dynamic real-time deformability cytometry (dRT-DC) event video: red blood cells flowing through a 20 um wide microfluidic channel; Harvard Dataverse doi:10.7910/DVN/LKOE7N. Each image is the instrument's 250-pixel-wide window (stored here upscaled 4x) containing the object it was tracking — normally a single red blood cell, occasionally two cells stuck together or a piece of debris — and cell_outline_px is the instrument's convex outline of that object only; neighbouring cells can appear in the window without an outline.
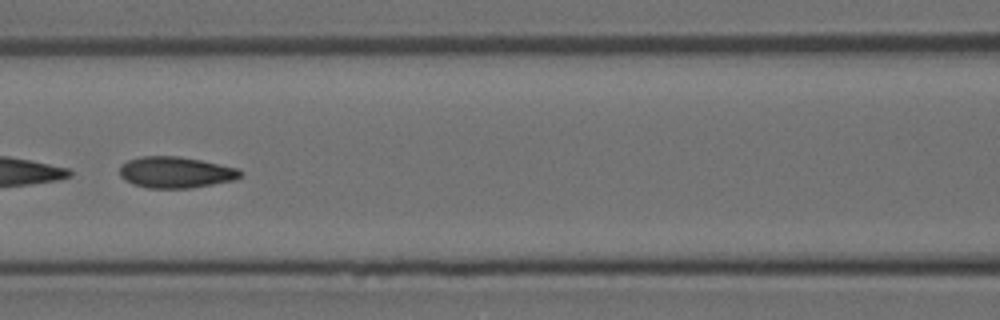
{"species": "Egyptian fruit bat (a non-hibernating species)", "species_latin": "Rousettus aegyptiacus", "temperature_condition": "room temperature", "stored_images_in_passage": 47, "camera_frame_rate_fps": 3000, "um_per_image_px": 0.085, "animal": {"sex": "female"}, "frame": {"image": 1, "passage_image": 21, "time_ms": 6.667, "image_size_px": [1000, 320], "cell_outline_px": [[244, 172], [236, 180], [188, 188], [148, 188], [132, 184], [124, 180], [120, 176], [120, 164], [128, 160], [140, 156], [180, 156], [240, 168]], "centroid_in_image_um": [14.93, 14.64], "position_along_channel_um": 151.7, "area_um2": 22.2}}
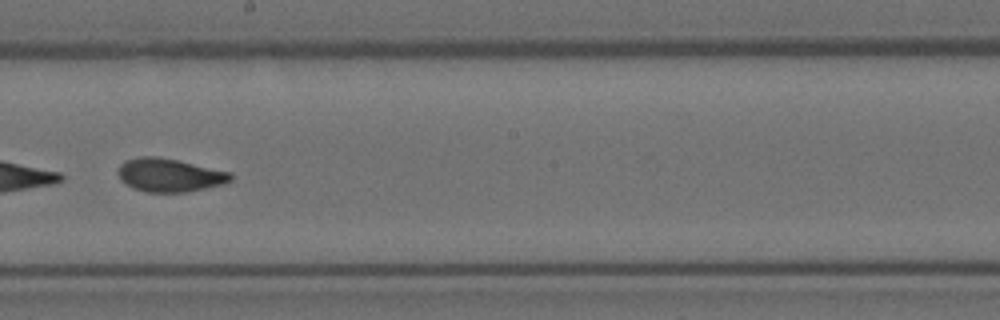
{"frame": {"image": 2, "passage_image": 27, "time_ms": 8.667, "image_size_px": [1000, 320], "cell_outline_px": [[232, 180], [224, 184], [188, 192], [144, 192], [132, 188], [120, 180], [116, 172], [120, 164], [124, 160], [140, 156], [156, 156], [176, 160], [232, 172]], "centroid_in_image_um": [14.37, 14.89], "position_along_channel_um": 233.8, "area_um2": 22.14}}
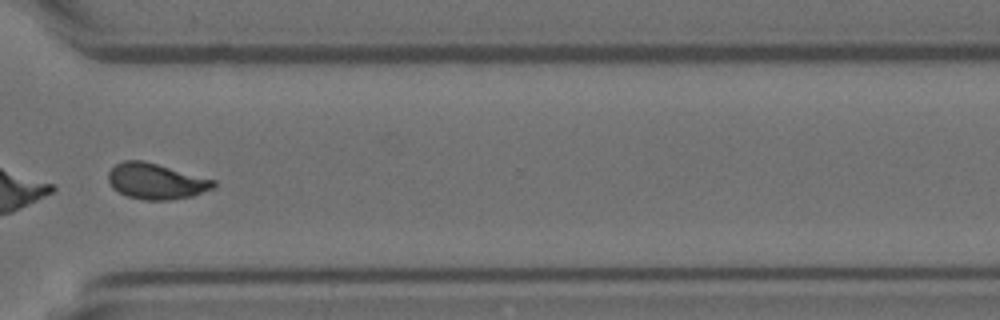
{"frame": {"image": 3, "passage_image": 36, "time_ms": 11.667, "image_size_px": [1000, 320], "cell_outline_px": [[216, 184], [212, 188], [192, 196], [168, 200], [144, 200], [128, 196], [112, 188], [108, 180], [108, 172], [116, 164], [124, 160], [144, 160], [216, 180]], "centroid_in_image_um": [13.25, 15.4], "position_along_channel_um": 357.3, "area_um2": 21.91}}